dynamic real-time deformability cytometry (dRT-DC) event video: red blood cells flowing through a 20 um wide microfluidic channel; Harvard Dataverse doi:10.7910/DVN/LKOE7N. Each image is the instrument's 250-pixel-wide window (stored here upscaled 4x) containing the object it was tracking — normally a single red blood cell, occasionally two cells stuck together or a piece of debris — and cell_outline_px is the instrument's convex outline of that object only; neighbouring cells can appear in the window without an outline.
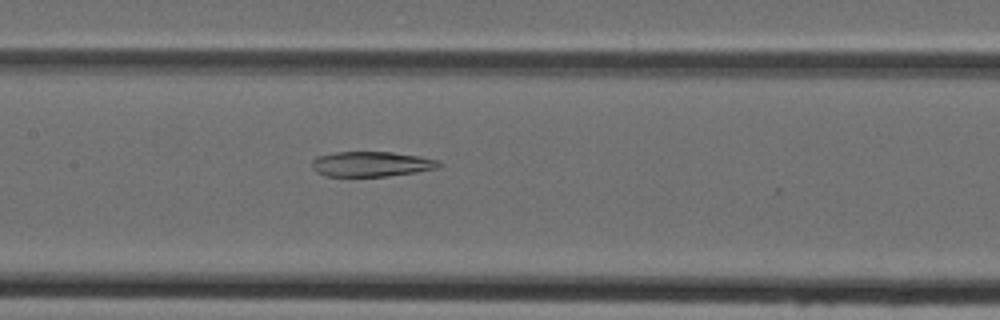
{"species": "Egyptian fruit bat (a non-hibernating species)", "species_latin": "Rousettus aegyptiacus", "temperature_condition": "cold", "stored_images_in_passage": 48, "camera_frame_rate_fps": 3000, "um_per_image_px": 0.085, "animal": {"sex": "female"}, "frame": {"image": 1, "passage_image": 23, "time_ms": 7.333, "image_size_px": [1000, 320], "cell_outline_px": [[444, 164], [440, 168], [416, 172], [388, 176], [328, 176], [316, 172], [312, 168], [312, 160], [316, 156], [336, 152], [392, 152], [420, 156], [440, 160]], "centroid_in_image_um": [31.62, 13.94], "position_along_channel_um": 175.8, "area_um2": 18.79}}
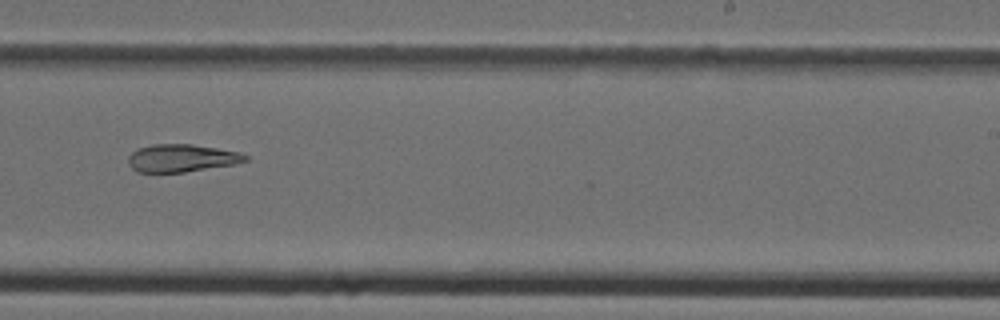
{"frame": {"image": 2, "passage_image": 30, "time_ms": 9.667, "image_size_px": [1000, 320], "cell_outline_px": [[248, 160], [232, 164], [184, 172], [136, 172], [128, 164], [128, 156], [136, 148], [152, 144], [192, 144], [216, 148], [236, 152], [248, 156]], "centroid_in_image_um": [15.36, 13.43], "position_along_channel_um": 273.6, "area_um2": 18.73}}
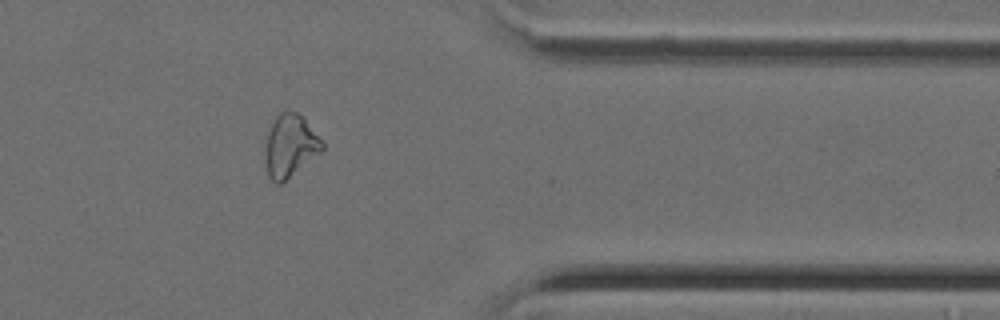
{"frame": {"image": 3, "passage_image": 39, "time_ms": 12.667, "image_size_px": [1000, 320], "cell_outline_px": [[324, 148], [320, 152], [280, 184], [276, 184], [268, 176], [268, 132], [276, 116], [280, 112], [288, 108], [296, 112], [304, 120], [324, 144]], "centroid_in_image_um": [24.68, 12.36], "position_along_channel_um": 386.7, "area_um2": 19.65}}